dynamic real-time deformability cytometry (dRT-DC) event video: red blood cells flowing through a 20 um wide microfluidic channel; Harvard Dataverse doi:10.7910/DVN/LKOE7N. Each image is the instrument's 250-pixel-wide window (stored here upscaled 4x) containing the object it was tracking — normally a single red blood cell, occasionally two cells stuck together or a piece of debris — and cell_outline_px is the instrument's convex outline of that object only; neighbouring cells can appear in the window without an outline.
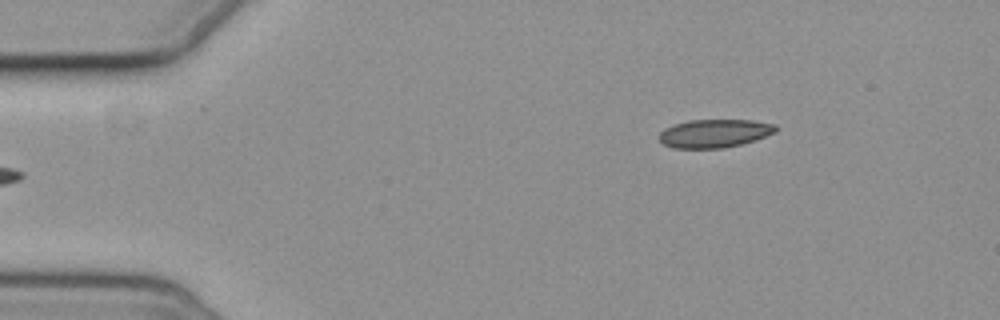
{"species": "common noctule bat (a hibernating species)", "species_latin": "Nyctalus noctula", "temperature_condition": "cold", "stored_images_in_passage": 5, "camera_frame_rate_fps": 3000, "um_per_image_px": 0.085, "animal": {"sex": "female", "body_mass_g": 19.3, "forearm_length_mm": 54.1}, "frame": {"image": 1, "passage_image": 5, "time_ms": 5.667, "image_size_px": [1000, 320], "cell_outline_px": [[780, 128], [776, 132], [740, 144], [724, 148], [672, 148], [664, 144], [660, 140], [660, 132], [664, 128], [688, 120], [752, 120], [776, 124]], "centroid_in_image_um": [60.75, 11.33], "position_along_channel_um": 24.3, "area_um2": 19.13}}